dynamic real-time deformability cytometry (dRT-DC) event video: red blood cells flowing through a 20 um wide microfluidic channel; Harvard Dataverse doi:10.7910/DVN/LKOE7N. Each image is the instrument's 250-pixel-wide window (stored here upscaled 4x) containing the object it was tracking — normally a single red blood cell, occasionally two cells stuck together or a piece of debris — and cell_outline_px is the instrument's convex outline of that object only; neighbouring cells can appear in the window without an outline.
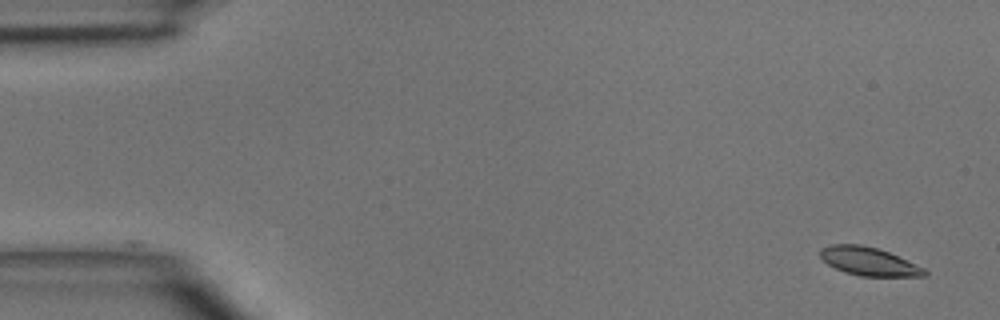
{"species": "common noctule bat (a hibernating species)", "species_latin": "Nyctalus noctula", "temperature_condition": "room temperature", "stored_images_in_passage": 6, "camera_frame_rate_fps": 3000, "um_per_image_px": 0.085, "animal": {"sex": "male", "body_mass_g": 15.6}, "frame": {"image": 1, "passage_image": 1, "time_ms": 0.0, "image_size_px": [1000, 320], "cell_outline_px": [[928, 276], [860, 276], [844, 272], [828, 264], [820, 256], [820, 248], [832, 244], [860, 244], [876, 248], [888, 252], [924, 268], [928, 272]], "centroid_in_image_um": [73.84, 22.22], "position_along_channel_um": 11.2, "area_um2": 17.05}}
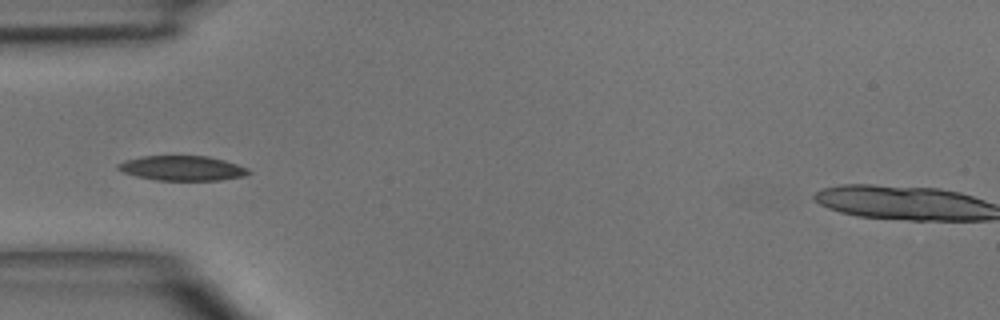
{"frame": {"image": 2, "passage_image": 4, "time_ms": 4.333, "image_size_px": [1000, 320], "cell_outline_px": [[252, 172], [244, 176], [220, 180], [156, 180], [136, 176], [124, 172], [116, 168], [116, 164], [124, 160], [144, 156], [208, 156], [224, 160], [248, 168]], "centroid_in_image_um": [15.48, 14.29], "position_along_channel_um": 69.5, "area_um2": 18.84}}
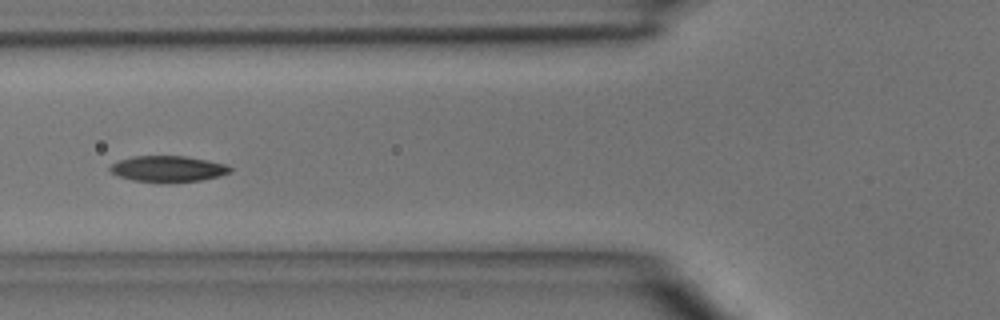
{"frame": {"image": 3, "passage_image": 5, "time_ms": 5.333, "image_size_px": [1000, 320], "cell_outline_px": [[232, 172], [220, 176], [200, 180], [132, 180], [120, 176], [112, 172], [108, 168], [112, 164], [120, 160], [132, 156], [184, 156], [208, 160], [228, 164], [232, 168]], "centroid_in_image_um": [14.33, 14.31], "position_along_channel_um": 111.5, "area_um2": 17.57}}